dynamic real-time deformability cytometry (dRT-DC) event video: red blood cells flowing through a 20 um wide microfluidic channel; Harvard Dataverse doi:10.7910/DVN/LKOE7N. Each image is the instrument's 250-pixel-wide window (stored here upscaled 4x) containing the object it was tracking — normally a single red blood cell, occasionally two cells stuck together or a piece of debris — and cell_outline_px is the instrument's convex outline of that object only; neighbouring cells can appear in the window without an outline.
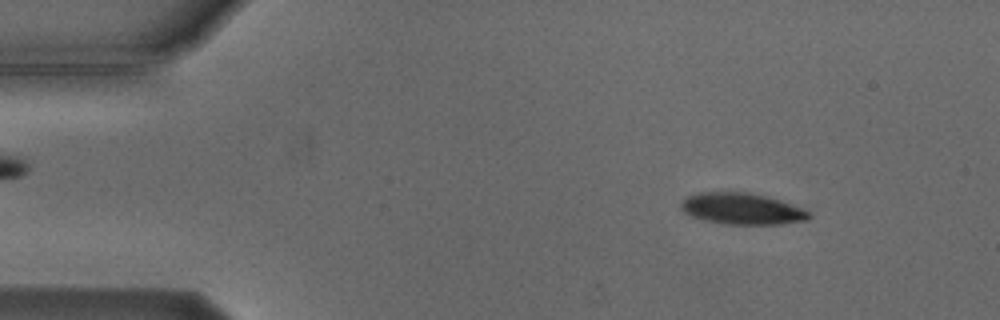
{"species": "Egyptian fruit bat (a non-hibernating species)", "species_latin": "Rousettus aegyptiacus", "temperature_condition": "cold", "stored_images_in_passage": 4, "camera_frame_rate_fps": 3000, "um_per_image_px": 0.085, "animal": {"sex": "male"}, "frame": {"image": 1, "passage_image": 1, "time_ms": 0.0, "image_size_px": [1000, 320], "cell_outline_px": [[812, 216], [808, 220], [780, 224], [724, 224], [704, 220], [692, 216], [684, 212], [680, 208], [680, 204], [688, 196], [700, 192], [748, 192], [768, 196], [804, 208]], "centroid_in_image_um": [63.09, 17.74], "position_along_channel_um": 21.9, "area_um2": 23.47}}
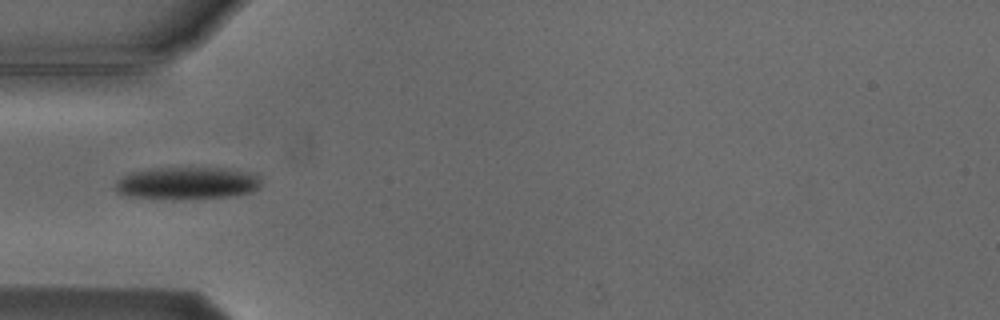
{"frame": {"image": 2, "passage_image": 4, "time_ms": 3.333, "image_size_px": [1000, 320], "cell_outline_px": [[260, 188], [252, 192], [228, 196], [176, 200], [124, 196], [116, 192], [116, 180], [132, 172], [152, 168], [224, 168], [260, 176]], "centroid_in_image_um": [15.85, 15.59], "position_along_channel_um": 69.1, "area_um2": 27.57}}